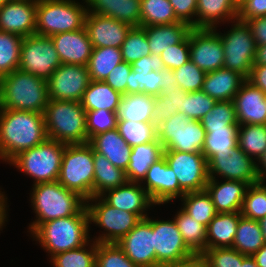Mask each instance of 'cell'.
Listing matches in <instances>:
<instances>
[{"mask_svg":"<svg viewBox=\"0 0 266 267\" xmlns=\"http://www.w3.org/2000/svg\"><path fill=\"white\" fill-rule=\"evenodd\" d=\"M46 139L44 113L0 108V160L9 163Z\"/></svg>","mask_w":266,"mask_h":267,"instance_id":"6da1fadb","label":"cell"},{"mask_svg":"<svg viewBox=\"0 0 266 267\" xmlns=\"http://www.w3.org/2000/svg\"><path fill=\"white\" fill-rule=\"evenodd\" d=\"M89 214L86 205L75 215L42 223L32 234L49 257L87 244L90 238Z\"/></svg>","mask_w":266,"mask_h":267,"instance_id":"7a4b0ae2","label":"cell"},{"mask_svg":"<svg viewBox=\"0 0 266 267\" xmlns=\"http://www.w3.org/2000/svg\"><path fill=\"white\" fill-rule=\"evenodd\" d=\"M30 201L35 221L28 226L31 235L42 223L77 214L86 200L78 193L66 189L58 181L32 185Z\"/></svg>","mask_w":266,"mask_h":267,"instance_id":"3957f363","label":"cell"},{"mask_svg":"<svg viewBox=\"0 0 266 267\" xmlns=\"http://www.w3.org/2000/svg\"><path fill=\"white\" fill-rule=\"evenodd\" d=\"M47 81L19 69L0 78V108L44 113Z\"/></svg>","mask_w":266,"mask_h":267,"instance_id":"277c9868","label":"cell"},{"mask_svg":"<svg viewBox=\"0 0 266 267\" xmlns=\"http://www.w3.org/2000/svg\"><path fill=\"white\" fill-rule=\"evenodd\" d=\"M44 119L48 139L65 144L89 143L86 110L81 102L49 99Z\"/></svg>","mask_w":266,"mask_h":267,"instance_id":"5b68a950","label":"cell"},{"mask_svg":"<svg viewBox=\"0 0 266 267\" xmlns=\"http://www.w3.org/2000/svg\"><path fill=\"white\" fill-rule=\"evenodd\" d=\"M94 149L89 143L66 144L58 182L88 200L94 197Z\"/></svg>","mask_w":266,"mask_h":267,"instance_id":"8992f818","label":"cell"},{"mask_svg":"<svg viewBox=\"0 0 266 267\" xmlns=\"http://www.w3.org/2000/svg\"><path fill=\"white\" fill-rule=\"evenodd\" d=\"M38 0L36 9V34L53 36L77 31L85 26L86 0Z\"/></svg>","mask_w":266,"mask_h":267,"instance_id":"52a82bcc","label":"cell"},{"mask_svg":"<svg viewBox=\"0 0 266 267\" xmlns=\"http://www.w3.org/2000/svg\"><path fill=\"white\" fill-rule=\"evenodd\" d=\"M66 144L51 139L21 152L8 164L33 178V184L58 181Z\"/></svg>","mask_w":266,"mask_h":267,"instance_id":"ba28073f","label":"cell"},{"mask_svg":"<svg viewBox=\"0 0 266 267\" xmlns=\"http://www.w3.org/2000/svg\"><path fill=\"white\" fill-rule=\"evenodd\" d=\"M89 223L97 225L102 234L93 236L96 243H117L141 220L136 214L109 205L101 196L86 200Z\"/></svg>","mask_w":266,"mask_h":267,"instance_id":"9c48e42d","label":"cell"},{"mask_svg":"<svg viewBox=\"0 0 266 267\" xmlns=\"http://www.w3.org/2000/svg\"><path fill=\"white\" fill-rule=\"evenodd\" d=\"M231 23V28L227 32L224 34L218 32L224 49L223 67L248 79L253 67L257 45L246 21L237 18Z\"/></svg>","mask_w":266,"mask_h":267,"instance_id":"30bf717a","label":"cell"},{"mask_svg":"<svg viewBox=\"0 0 266 267\" xmlns=\"http://www.w3.org/2000/svg\"><path fill=\"white\" fill-rule=\"evenodd\" d=\"M205 129L200 121L177 112L157 126V139L163 150L202 152Z\"/></svg>","mask_w":266,"mask_h":267,"instance_id":"8fae6325","label":"cell"},{"mask_svg":"<svg viewBox=\"0 0 266 267\" xmlns=\"http://www.w3.org/2000/svg\"><path fill=\"white\" fill-rule=\"evenodd\" d=\"M61 64L50 37L34 34L23 38L19 70L47 81Z\"/></svg>","mask_w":266,"mask_h":267,"instance_id":"7c38bea8","label":"cell"},{"mask_svg":"<svg viewBox=\"0 0 266 267\" xmlns=\"http://www.w3.org/2000/svg\"><path fill=\"white\" fill-rule=\"evenodd\" d=\"M163 156L186 193L205 190L209 179L208 163L202 152L164 150Z\"/></svg>","mask_w":266,"mask_h":267,"instance_id":"4fadbf2b","label":"cell"},{"mask_svg":"<svg viewBox=\"0 0 266 267\" xmlns=\"http://www.w3.org/2000/svg\"><path fill=\"white\" fill-rule=\"evenodd\" d=\"M90 81L87 66L61 64L47 80L49 99L81 102Z\"/></svg>","mask_w":266,"mask_h":267,"instance_id":"5bb4252c","label":"cell"},{"mask_svg":"<svg viewBox=\"0 0 266 267\" xmlns=\"http://www.w3.org/2000/svg\"><path fill=\"white\" fill-rule=\"evenodd\" d=\"M156 267H165L194 253L186 246L175 220L153 219Z\"/></svg>","mask_w":266,"mask_h":267,"instance_id":"9a60e30c","label":"cell"},{"mask_svg":"<svg viewBox=\"0 0 266 267\" xmlns=\"http://www.w3.org/2000/svg\"><path fill=\"white\" fill-rule=\"evenodd\" d=\"M190 60L204 72L223 68L224 49L216 28H191L189 31Z\"/></svg>","mask_w":266,"mask_h":267,"instance_id":"2e32d148","label":"cell"},{"mask_svg":"<svg viewBox=\"0 0 266 267\" xmlns=\"http://www.w3.org/2000/svg\"><path fill=\"white\" fill-rule=\"evenodd\" d=\"M209 178L242 181L249 185L259 182L257 162L246 155L237 145L232 155L213 156L208 162Z\"/></svg>","mask_w":266,"mask_h":267,"instance_id":"e0dca14e","label":"cell"},{"mask_svg":"<svg viewBox=\"0 0 266 267\" xmlns=\"http://www.w3.org/2000/svg\"><path fill=\"white\" fill-rule=\"evenodd\" d=\"M117 245L125 255L139 267H156V252L153 241V219L147 216L141 219L136 226Z\"/></svg>","mask_w":266,"mask_h":267,"instance_id":"ac0fdd59","label":"cell"},{"mask_svg":"<svg viewBox=\"0 0 266 267\" xmlns=\"http://www.w3.org/2000/svg\"><path fill=\"white\" fill-rule=\"evenodd\" d=\"M140 184L156 206L173 202L174 199L181 198L186 194L164 156L150 166L146 177Z\"/></svg>","mask_w":266,"mask_h":267,"instance_id":"d6986e66","label":"cell"},{"mask_svg":"<svg viewBox=\"0 0 266 267\" xmlns=\"http://www.w3.org/2000/svg\"><path fill=\"white\" fill-rule=\"evenodd\" d=\"M38 1L12 0L0 5V31L27 37L36 34Z\"/></svg>","mask_w":266,"mask_h":267,"instance_id":"ffe728a7","label":"cell"},{"mask_svg":"<svg viewBox=\"0 0 266 267\" xmlns=\"http://www.w3.org/2000/svg\"><path fill=\"white\" fill-rule=\"evenodd\" d=\"M85 28L94 48H121L132 26L114 18L87 12Z\"/></svg>","mask_w":266,"mask_h":267,"instance_id":"44dd1931","label":"cell"},{"mask_svg":"<svg viewBox=\"0 0 266 267\" xmlns=\"http://www.w3.org/2000/svg\"><path fill=\"white\" fill-rule=\"evenodd\" d=\"M101 197L111 206L146 218L148 209L156 204L140 183L127 181L114 189L106 191Z\"/></svg>","mask_w":266,"mask_h":267,"instance_id":"7402d4cb","label":"cell"},{"mask_svg":"<svg viewBox=\"0 0 266 267\" xmlns=\"http://www.w3.org/2000/svg\"><path fill=\"white\" fill-rule=\"evenodd\" d=\"M62 64L87 66L93 51L85 26L77 31L50 36Z\"/></svg>","mask_w":266,"mask_h":267,"instance_id":"603a6c76","label":"cell"},{"mask_svg":"<svg viewBox=\"0 0 266 267\" xmlns=\"http://www.w3.org/2000/svg\"><path fill=\"white\" fill-rule=\"evenodd\" d=\"M239 125L266 124L265 93L247 79L233 99Z\"/></svg>","mask_w":266,"mask_h":267,"instance_id":"cb8c5ba5","label":"cell"},{"mask_svg":"<svg viewBox=\"0 0 266 267\" xmlns=\"http://www.w3.org/2000/svg\"><path fill=\"white\" fill-rule=\"evenodd\" d=\"M209 178L205 190L210 195L218 213L240 212L248 183Z\"/></svg>","mask_w":266,"mask_h":267,"instance_id":"d4e9b609","label":"cell"},{"mask_svg":"<svg viewBox=\"0 0 266 267\" xmlns=\"http://www.w3.org/2000/svg\"><path fill=\"white\" fill-rule=\"evenodd\" d=\"M87 12L141 27V0H86Z\"/></svg>","mask_w":266,"mask_h":267,"instance_id":"484cf974","label":"cell"},{"mask_svg":"<svg viewBox=\"0 0 266 267\" xmlns=\"http://www.w3.org/2000/svg\"><path fill=\"white\" fill-rule=\"evenodd\" d=\"M89 144L96 153L104 155L115 167L126 171L132 147L126 143L117 128L93 136Z\"/></svg>","mask_w":266,"mask_h":267,"instance_id":"4316f807","label":"cell"},{"mask_svg":"<svg viewBox=\"0 0 266 267\" xmlns=\"http://www.w3.org/2000/svg\"><path fill=\"white\" fill-rule=\"evenodd\" d=\"M246 79L237 72L227 68H219L207 72L202 91L212 99L218 101H233L242 83Z\"/></svg>","mask_w":266,"mask_h":267,"instance_id":"83f0119b","label":"cell"},{"mask_svg":"<svg viewBox=\"0 0 266 267\" xmlns=\"http://www.w3.org/2000/svg\"><path fill=\"white\" fill-rule=\"evenodd\" d=\"M238 9L236 0H197V28L217 29L230 23L237 19Z\"/></svg>","mask_w":266,"mask_h":267,"instance_id":"f1b7e54d","label":"cell"},{"mask_svg":"<svg viewBox=\"0 0 266 267\" xmlns=\"http://www.w3.org/2000/svg\"><path fill=\"white\" fill-rule=\"evenodd\" d=\"M240 212L218 213L208 224L206 232V250L232 247Z\"/></svg>","mask_w":266,"mask_h":267,"instance_id":"f546056e","label":"cell"},{"mask_svg":"<svg viewBox=\"0 0 266 267\" xmlns=\"http://www.w3.org/2000/svg\"><path fill=\"white\" fill-rule=\"evenodd\" d=\"M163 151V146L158 139L132 147L130 162L125 171L127 180L141 183L150 166L163 156Z\"/></svg>","mask_w":266,"mask_h":267,"instance_id":"4dcf8cb0","label":"cell"},{"mask_svg":"<svg viewBox=\"0 0 266 267\" xmlns=\"http://www.w3.org/2000/svg\"><path fill=\"white\" fill-rule=\"evenodd\" d=\"M151 54L161 55L169 45L180 43L189 33L191 27L184 22L165 25L144 26Z\"/></svg>","mask_w":266,"mask_h":267,"instance_id":"1f68e13d","label":"cell"},{"mask_svg":"<svg viewBox=\"0 0 266 267\" xmlns=\"http://www.w3.org/2000/svg\"><path fill=\"white\" fill-rule=\"evenodd\" d=\"M123 95L105 81H90L81 100L86 111L106 109L118 113Z\"/></svg>","mask_w":266,"mask_h":267,"instance_id":"d6a6232c","label":"cell"},{"mask_svg":"<svg viewBox=\"0 0 266 267\" xmlns=\"http://www.w3.org/2000/svg\"><path fill=\"white\" fill-rule=\"evenodd\" d=\"M94 197L125 184L128 180L123 169L115 167L104 155L94 151Z\"/></svg>","mask_w":266,"mask_h":267,"instance_id":"836d02e7","label":"cell"},{"mask_svg":"<svg viewBox=\"0 0 266 267\" xmlns=\"http://www.w3.org/2000/svg\"><path fill=\"white\" fill-rule=\"evenodd\" d=\"M239 126L211 129L205 134L202 154L207 162L213 156L232 155L233 148L238 145Z\"/></svg>","mask_w":266,"mask_h":267,"instance_id":"e575fe53","label":"cell"},{"mask_svg":"<svg viewBox=\"0 0 266 267\" xmlns=\"http://www.w3.org/2000/svg\"><path fill=\"white\" fill-rule=\"evenodd\" d=\"M154 96L146 94H126L121 99L118 119L153 123Z\"/></svg>","mask_w":266,"mask_h":267,"instance_id":"d590c367","label":"cell"},{"mask_svg":"<svg viewBox=\"0 0 266 267\" xmlns=\"http://www.w3.org/2000/svg\"><path fill=\"white\" fill-rule=\"evenodd\" d=\"M265 244L259 221L241 217L232 248L243 255L252 256Z\"/></svg>","mask_w":266,"mask_h":267,"instance_id":"8d00e7d4","label":"cell"},{"mask_svg":"<svg viewBox=\"0 0 266 267\" xmlns=\"http://www.w3.org/2000/svg\"><path fill=\"white\" fill-rule=\"evenodd\" d=\"M174 216V220L182 235L184 243L194 254H202L206 250L207 227L195 221L182 208Z\"/></svg>","mask_w":266,"mask_h":267,"instance_id":"74e56055","label":"cell"},{"mask_svg":"<svg viewBox=\"0 0 266 267\" xmlns=\"http://www.w3.org/2000/svg\"><path fill=\"white\" fill-rule=\"evenodd\" d=\"M180 200L182 202L181 208L195 221L206 227L218 214L206 190L187 192Z\"/></svg>","mask_w":266,"mask_h":267,"instance_id":"f35d334b","label":"cell"},{"mask_svg":"<svg viewBox=\"0 0 266 267\" xmlns=\"http://www.w3.org/2000/svg\"><path fill=\"white\" fill-rule=\"evenodd\" d=\"M122 61L120 48H93L87 65L90 79L92 81H104L113 68Z\"/></svg>","mask_w":266,"mask_h":267,"instance_id":"ab89813d","label":"cell"},{"mask_svg":"<svg viewBox=\"0 0 266 267\" xmlns=\"http://www.w3.org/2000/svg\"><path fill=\"white\" fill-rule=\"evenodd\" d=\"M238 146L257 162L266 150V124L240 125Z\"/></svg>","mask_w":266,"mask_h":267,"instance_id":"60d3db41","label":"cell"},{"mask_svg":"<svg viewBox=\"0 0 266 267\" xmlns=\"http://www.w3.org/2000/svg\"><path fill=\"white\" fill-rule=\"evenodd\" d=\"M141 27L180 22L169 0H141Z\"/></svg>","mask_w":266,"mask_h":267,"instance_id":"b9f144b4","label":"cell"},{"mask_svg":"<svg viewBox=\"0 0 266 267\" xmlns=\"http://www.w3.org/2000/svg\"><path fill=\"white\" fill-rule=\"evenodd\" d=\"M49 259L53 267H95L96 242L91 239L80 248L58 253Z\"/></svg>","mask_w":266,"mask_h":267,"instance_id":"7bdbcfd3","label":"cell"},{"mask_svg":"<svg viewBox=\"0 0 266 267\" xmlns=\"http://www.w3.org/2000/svg\"><path fill=\"white\" fill-rule=\"evenodd\" d=\"M23 37L0 31V78L18 69Z\"/></svg>","mask_w":266,"mask_h":267,"instance_id":"ee69618b","label":"cell"},{"mask_svg":"<svg viewBox=\"0 0 266 267\" xmlns=\"http://www.w3.org/2000/svg\"><path fill=\"white\" fill-rule=\"evenodd\" d=\"M117 129L131 147L153 142L157 139V126L154 123L118 119Z\"/></svg>","mask_w":266,"mask_h":267,"instance_id":"f6af8a7d","label":"cell"},{"mask_svg":"<svg viewBox=\"0 0 266 267\" xmlns=\"http://www.w3.org/2000/svg\"><path fill=\"white\" fill-rule=\"evenodd\" d=\"M162 71H133L129 74L126 94L158 96L162 89Z\"/></svg>","mask_w":266,"mask_h":267,"instance_id":"bcb514c9","label":"cell"},{"mask_svg":"<svg viewBox=\"0 0 266 267\" xmlns=\"http://www.w3.org/2000/svg\"><path fill=\"white\" fill-rule=\"evenodd\" d=\"M205 133L225 126H240L233 101H218L200 120Z\"/></svg>","mask_w":266,"mask_h":267,"instance_id":"7dc6e473","label":"cell"},{"mask_svg":"<svg viewBox=\"0 0 266 267\" xmlns=\"http://www.w3.org/2000/svg\"><path fill=\"white\" fill-rule=\"evenodd\" d=\"M240 213L255 221L266 216V183L258 182L248 186Z\"/></svg>","mask_w":266,"mask_h":267,"instance_id":"c3c4849f","label":"cell"},{"mask_svg":"<svg viewBox=\"0 0 266 267\" xmlns=\"http://www.w3.org/2000/svg\"><path fill=\"white\" fill-rule=\"evenodd\" d=\"M123 61L132 64L143 56L151 54L146 31L143 27H132L121 45Z\"/></svg>","mask_w":266,"mask_h":267,"instance_id":"681fc988","label":"cell"},{"mask_svg":"<svg viewBox=\"0 0 266 267\" xmlns=\"http://www.w3.org/2000/svg\"><path fill=\"white\" fill-rule=\"evenodd\" d=\"M187 93V91L177 87L176 91H171L169 95L154 96L153 123L158 126L176 114L182 107V97Z\"/></svg>","mask_w":266,"mask_h":267,"instance_id":"f907efd6","label":"cell"},{"mask_svg":"<svg viewBox=\"0 0 266 267\" xmlns=\"http://www.w3.org/2000/svg\"><path fill=\"white\" fill-rule=\"evenodd\" d=\"M216 103L215 99H212L202 90L188 92L182 97V107L179 108L178 112L184 113L189 119L200 121Z\"/></svg>","mask_w":266,"mask_h":267,"instance_id":"816d5d0a","label":"cell"},{"mask_svg":"<svg viewBox=\"0 0 266 267\" xmlns=\"http://www.w3.org/2000/svg\"><path fill=\"white\" fill-rule=\"evenodd\" d=\"M95 267H139L135 265L117 243H96Z\"/></svg>","mask_w":266,"mask_h":267,"instance_id":"f5cc1de1","label":"cell"},{"mask_svg":"<svg viewBox=\"0 0 266 267\" xmlns=\"http://www.w3.org/2000/svg\"><path fill=\"white\" fill-rule=\"evenodd\" d=\"M178 87L187 92L201 91L206 76V72L201 70L191 60H188L181 67L172 70Z\"/></svg>","mask_w":266,"mask_h":267,"instance_id":"db71d44e","label":"cell"},{"mask_svg":"<svg viewBox=\"0 0 266 267\" xmlns=\"http://www.w3.org/2000/svg\"><path fill=\"white\" fill-rule=\"evenodd\" d=\"M118 113L106 109L86 111L87 136H93L117 128Z\"/></svg>","mask_w":266,"mask_h":267,"instance_id":"11a10c76","label":"cell"},{"mask_svg":"<svg viewBox=\"0 0 266 267\" xmlns=\"http://www.w3.org/2000/svg\"><path fill=\"white\" fill-rule=\"evenodd\" d=\"M202 254L208 267H240L246 256L232 247L207 249Z\"/></svg>","mask_w":266,"mask_h":267,"instance_id":"9f6ffc18","label":"cell"},{"mask_svg":"<svg viewBox=\"0 0 266 267\" xmlns=\"http://www.w3.org/2000/svg\"><path fill=\"white\" fill-rule=\"evenodd\" d=\"M160 57L165 69L175 70L185 64L190 60L189 34L180 43L169 45Z\"/></svg>","mask_w":266,"mask_h":267,"instance_id":"6f0895ef","label":"cell"},{"mask_svg":"<svg viewBox=\"0 0 266 267\" xmlns=\"http://www.w3.org/2000/svg\"><path fill=\"white\" fill-rule=\"evenodd\" d=\"M169 2L179 21L187 23L191 28H197V0H169Z\"/></svg>","mask_w":266,"mask_h":267,"instance_id":"680465c9","label":"cell"},{"mask_svg":"<svg viewBox=\"0 0 266 267\" xmlns=\"http://www.w3.org/2000/svg\"><path fill=\"white\" fill-rule=\"evenodd\" d=\"M132 70L131 64L125 61L117 64L104 80L114 90L126 95V84L129 82V74Z\"/></svg>","mask_w":266,"mask_h":267,"instance_id":"91938a15","label":"cell"},{"mask_svg":"<svg viewBox=\"0 0 266 267\" xmlns=\"http://www.w3.org/2000/svg\"><path fill=\"white\" fill-rule=\"evenodd\" d=\"M260 16H266V0H244L239 5V20L246 21Z\"/></svg>","mask_w":266,"mask_h":267,"instance_id":"94428289","label":"cell"},{"mask_svg":"<svg viewBox=\"0 0 266 267\" xmlns=\"http://www.w3.org/2000/svg\"><path fill=\"white\" fill-rule=\"evenodd\" d=\"M133 71H162L165 69L159 55L150 54L143 56L131 64Z\"/></svg>","mask_w":266,"mask_h":267,"instance_id":"6125c7cd","label":"cell"},{"mask_svg":"<svg viewBox=\"0 0 266 267\" xmlns=\"http://www.w3.org/2000/svg\"><path fill=\"white\" fill-rule=\"evenodd\" d=\"M257 46L266 45V16L246 20Z\"/></svg>","mask_w":266,"mask_h":267,"instance_id":"be15d7a7","label":"cell"},{"mask_svg":"<svg viewBox=\"0 0 266 267\" xmlns=\"http://www.w3.org/2000/svg\"><path fill=\"white\" fill-rule=\"evenodd\" d=\"M247 80L266 94V65H253Z\"/></svg>","mask_w":266,"mask_h":267,"instance_id":"e7e4bbea","label":"cell"},{"mask_svg":"<svg viewBox=\"0 0 266 267\" xmlns=\"http://www.w3.org/2000/svg\"><path fill=\"white\" fill-rule=\"evenodd\" d=\"M162 89L160 95H169L171 91H176L178 84L177 79L170 69L162 70Z\"/></svg>","mask_w":266,"mask_h":267,"instance_id":"03108f58","label":"cell"},{"mask_svg":"<svg viewBox=\"0 0 266 267\" xmlns=\"http://www.w3.org/2000/svg\"><path fill=\"white\" fill-rule=\"evenodd\" d=\"M165 267H208V264L203 254H193Z\"/></svg>","mask_w":266,"mask_h":267,"instance_id":"003e7915","label":"cell"},{"mask_svg":"<svg viewBox=\"0 0 266 267\" xmlns=\"http://www.w3.org/2000/svg\"><path fill=\"white\" fill-rule=\"evenodd\" d=\"M5 192H2L0 189V231H2L3 227L5 226V222H8V200Z\"/></svg>","mask_w":266,"mask_h":267,"instance_id":"a7ac6f4b","label":"cell"},{"mask_svg":"<svg viewBox=\"0 0 266 267\" xmlns=\"http://www.w3.org/2000/svg\"><path fill=\"white\" fill-rule=\"evenodd\" d=\"M257 173L259 182H266V150L261 156V158L257 161Z\"/></svg>","mask_w":266,"mask_h":267,"instance_id":"89a4df30","label":"cell"},{"mask_svg":"<svg viewBox=\"0 0 266 267\" xmlns=\"http://www.w3.org/2000/svg\"><path fill=\"white\" fill-rule=\"evenodd\" d=\"M253 65H266V45H259L256 47Z\"/></svg>","mask_w":266,"mask_h":267,"instance_id":"2644e50d","label":"cell"},{"mask_svg":"<svg viewBox=\"0 0 266 267\" xmlns=\"http://www.w3.org/2000/svg\"><path fill=\"white\" fill-rule=\"evenodd\" d=\"M252 257L258 267H266V243Z\"/></svg>","mask_w":266,"mask_h":267,"instance_id":"8c879c8a","label":"cell"},{"mask_svg":"<svg viewBox=\"0 0 266 267\" xmlns=\"http://www.w3.org/2000/svg\"><path fill=\"white\" fill-rule=\"evenodd\" d=\"M240 267H258L252 256H245Z\"/></svg>","mask_w":266,"mask_h":267,"instance_id":"753ad0ef","label":"cell"},{"mask_svg":"<svg viewBox=\"0 0 266 267\" xmlns=\"http://www.w3.org/2000/svg\"><path fill=\"white\" fill-rule=\"evenodd\" d=\"M259 222L261 225V230L263 233L264 241L266 243V216L263 219H261Z\"/></svg>","mask_w":266,"mask_h":267,"instance_id":"34e18365","label":"cell"},{"mask_svg":"<svg viewBox=\"0 0 266 267\" xmlns=\"http://www.w3.org/2000/svg\"><path fill=\"white\" fill-rule=\"evenodd\" d=\"M10 1H12V0H0V5H1V4H5V3H7V2H10Z\"/></svg>","mask_w":266,"mask_h":267,"instance_id":"11e5206c","label":"cell"},{"mask_svg":"<svg viewBox=\"0 0 266 267\" xmlns=\"http://www.w3.org/2000/svg\"><path fill=\"white\" fill-rule=\"evenodd\" d=\"M244 0H236L238 6L243 2Z\"/></svg>","mask_w":266,"mask_h":267,"instance_id":"2a66077c","label":"cell"},{"mask_svg":"<svg viewBox=\"0 0 266 267\" xmlns=\"http://www.w3.org/2000/svg\"><path fill=\"white\" fill-rule=\"evenodd\" d=\"M18 1H38V0H18Z\"/></svg>","mask_w":266,"mask_h":267,"instance_id":"b9fcfbb0","label":"cell"}]
</instances>
